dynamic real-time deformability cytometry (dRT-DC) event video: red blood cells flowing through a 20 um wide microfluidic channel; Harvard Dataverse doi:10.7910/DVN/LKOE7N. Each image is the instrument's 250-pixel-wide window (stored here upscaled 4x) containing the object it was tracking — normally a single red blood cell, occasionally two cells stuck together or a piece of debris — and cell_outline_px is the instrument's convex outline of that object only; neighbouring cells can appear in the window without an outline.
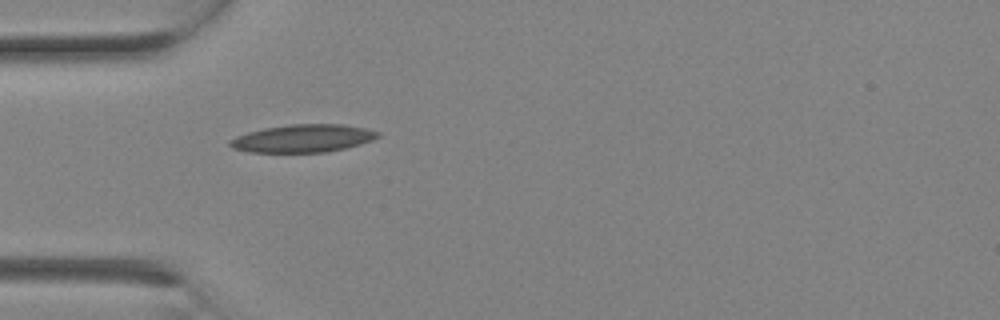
{"species": "Egyptian fruit bat (a non-hibernating species)", "species_latin": "Rousettus aegyptiacus", "temperature_condition": "room temperature", "stored_images_in_passage": 1, "camera_frame_rate_fps": 3000, "um_per_image_px": 0.085, "animal": {"sex": "female"}, "frame": {"image": 1, "passage_image": 1, "time_ms": 0.0, "image_size_px": [1000, 320], "cell_outline_px": [[380, 136], [372, 140], [360, 144], [344, 148], [324, 152], [248, 152], [232, 148], [228, 144], [228, 140], [236, 136], [248, 132], [264, 128], [292, 124], [344, 124], [364, 128], [380, 132]], "centroid_in_image_um": [25.73, 11.76], "position_along_channel_um": 59.3, "area_um2": 23.93}}